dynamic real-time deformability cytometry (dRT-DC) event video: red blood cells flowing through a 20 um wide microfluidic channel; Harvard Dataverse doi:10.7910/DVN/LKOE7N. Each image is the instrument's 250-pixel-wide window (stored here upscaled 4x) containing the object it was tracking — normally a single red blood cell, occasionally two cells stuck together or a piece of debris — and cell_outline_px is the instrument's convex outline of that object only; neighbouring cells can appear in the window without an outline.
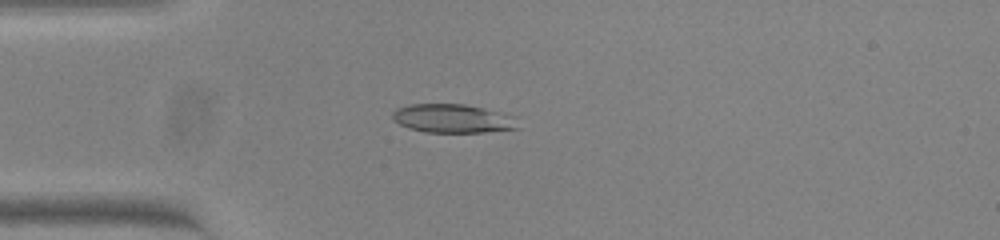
{"species": "common noctule bat (a hibernating species)", "species_latin": "Nyctalus noctula", "temperature_condition": "warm", "stored_images_in_passage": 40, "camera_frame_rate_fps": 3000, "um_per_image_px": 0.085, "animal": {"sex": "female", "body_mass_g": 23.0, "forearm_length_mm": 53.4}, "frame": {"image": 1, "passage_image": 1, "time_ms": 0.0, "image_size_px": [1000, 240], "cell_outline_px": [[520, 128], [484, 132], [424, 132], [408, 128], [392, 120], [392, 112], [396, 108], [412, 104], [464, 104], [512, 116]], "centroid_in_image_um": [38.4, 10.08], "position_along_channel_um": 46.6, "area_um2": 20.69}}
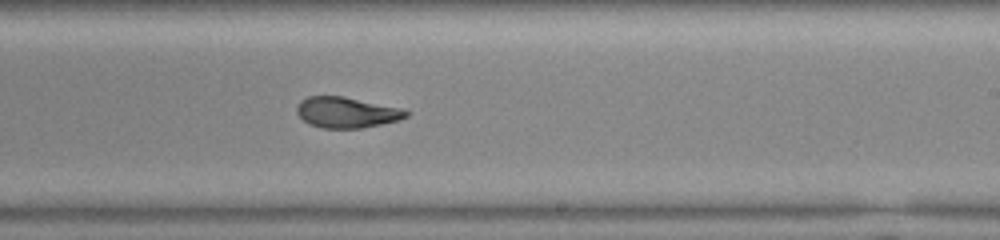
{"frame": {"image": 2, "passage_image": 19, "time_ms": 6.0, "image_size_px": [1000, 240], "cell_outline_px": [[412, 112], [408, 116], [400, 120], [360, 128], [324, 128], [308, 124], [296, 112], [296, 108], [300, 100], [308, 96], [344, 96], [404, 108]], "centroid_in_image_um": [29.5, 9.54], "position_along_channel_um": 259.5, "area_um2": 19.83}}
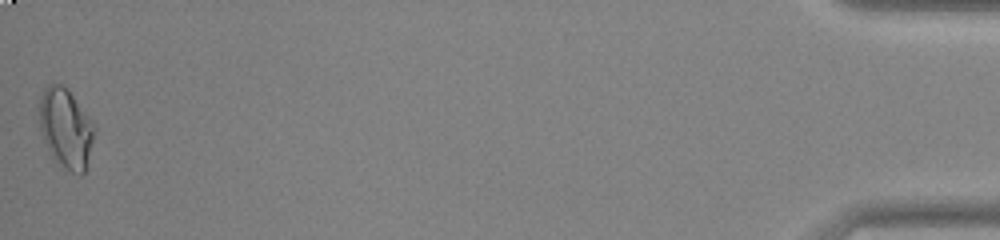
{"frame": {"image": 3, "passage_image": 40, "time_ms": 13.0, "image_size_px": [1000, 240], "cell_outline_px": [[96, 132], [88, 168], [80, 176], [64, 168], [52, 160], [48, 152], [40, 128], [40, 96], [44, 88], [48, 84], [64, 84], [68, 88], [92, 120], [96, 128]], "centroid_in_image_um": [5.63, 10.94], "position_along_channel_um": 429.6, "area_um2": 26.36}, "authors_computed_cell_mechanics": {"area_um2": 20.519, "velocity_mm_per_s": 3.8309, "shape_relaxation_time_tau1_ms": null, "shape_relaxation_time_tau2_ms": 1.6161, "deformation_change_tau1": null, "deformation_change_tau2": 0.0691}}